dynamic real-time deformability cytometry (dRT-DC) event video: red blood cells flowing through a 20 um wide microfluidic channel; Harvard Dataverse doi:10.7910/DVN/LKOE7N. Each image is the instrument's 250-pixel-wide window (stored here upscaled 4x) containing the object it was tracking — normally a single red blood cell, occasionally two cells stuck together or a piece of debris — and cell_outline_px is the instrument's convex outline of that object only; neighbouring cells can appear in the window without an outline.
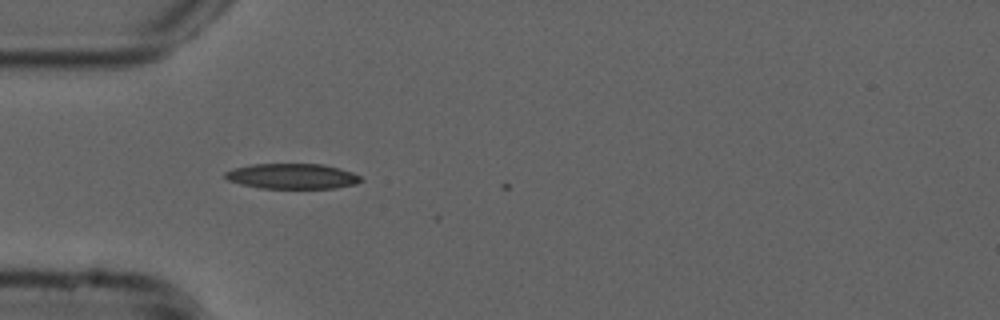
{"species": "common noctule bat (a hibernating species)", "species_latin": "Nyctalus noctula", "temperature_condition": "cold", "stored_images_in_passage": 3, "camera_frame_rate_fps": 3000, "um_per_image_px": 0.085, "animal": {"sex": "male", "forearm_length_mm": 52.5}, "frame": {"image": 1, "passage_image": 1, "time_ms": 0.0, "image_size_px": [1000, 320], "cell_outline_px": [[364, 180], [356, 184], [336, 188], [260, 188], [240, 184], [228, 180], [224, 176], [224, 172], [232, 168], [252, 164], [324, 164], [340, 168], [352, 172], [360, 176]], "centroid_in_image_um": [24.84, 14.97], "position_along_channel_um": 60.2, "area_um2": 20.17}}